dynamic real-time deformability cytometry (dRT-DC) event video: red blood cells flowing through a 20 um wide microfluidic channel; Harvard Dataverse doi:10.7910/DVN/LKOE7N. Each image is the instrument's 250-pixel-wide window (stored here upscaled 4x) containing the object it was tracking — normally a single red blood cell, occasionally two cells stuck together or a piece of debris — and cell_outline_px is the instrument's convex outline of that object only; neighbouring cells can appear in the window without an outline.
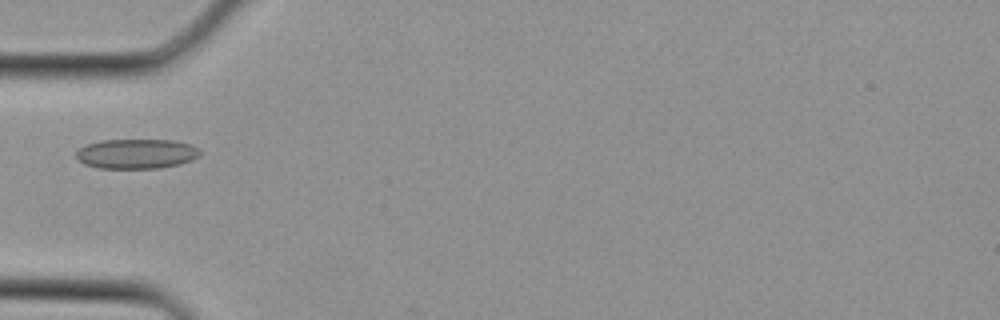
{"species": "Egyptian fruit bat (a non-hibernating species)", "species_latin": "Rousettus aegyptiacus", "temperature_condition": "cold", "stored_images_in_passage": 3, "camera_frame_rate_fps": 3000, "um_per_image_px": 0.085, "animal": {"sex": "female"}, "frame": {"image": 1, "passage_image": 3, "time_ms": 0.667, "image_size_px": [1000, 320], "cell_outline_px": [[200, 156], [176, 164], [160, 168], [100, 168], [84, 164], [76, 156], [76, 152], [80, 148], [88, 144], [100, 140], [172, 140], [192, 144], [200, 148]], "centroid_in_image_um": [11.61, 13.06], "position_along_channel_um": 73.4, "area_um2": 21.33}}